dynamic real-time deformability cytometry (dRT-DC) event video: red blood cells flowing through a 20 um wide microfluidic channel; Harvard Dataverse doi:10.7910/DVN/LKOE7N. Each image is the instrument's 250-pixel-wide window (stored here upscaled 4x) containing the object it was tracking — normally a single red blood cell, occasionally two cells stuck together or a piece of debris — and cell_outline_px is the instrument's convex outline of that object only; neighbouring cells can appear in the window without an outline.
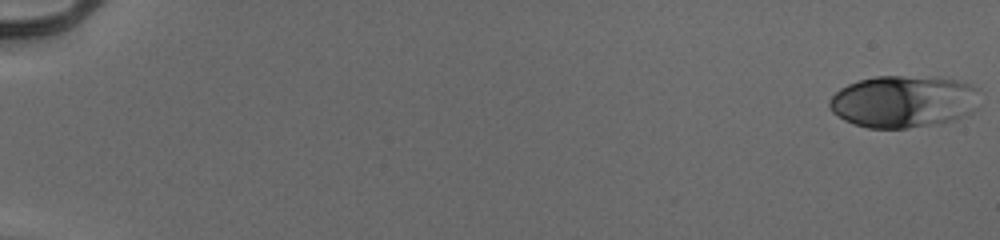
{"species": "human", "species_latin": "Homo sapiens", "temperature_condition": "cold", "stored_images_in_passage": 55, "camera_frame_rate_fps": 3000, "um_per_image_px": 0.085, "donor": {"sex": "male"}, "frame": {"image": 1, "passage_image": 1, "time_ms": 0.0, "image_size_px": [1000, 240], "cell_outline_px": [[980, 88], [976, 108], [972, 112], [952, 120], [940, 124], [908, 128], [868, 128], [844, 120], [832, 112], [828, 104], [828, 100], [840, 88], [848, 84], [860, 80], [876, 76], [936, 76], [956, 80], [972, 84]], "centroid_in_image_um": [76.83, 8.61], "position_along_channel_um": 8.2, "area_um2": 46.24}}
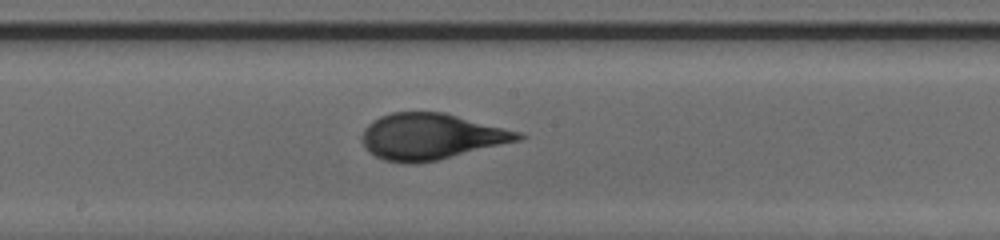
{"frame": {"image": 2, "passage_image": 32, "time_ms": 10.333, "image_size_px": [1000, 240], "cell_outline_px": [[528, 136], [520, 140], [436, 160], [412, 164], [384, 160], [368, 152], [364, 144], [364, 128], [372, 120], [380, 116], [392, 112], [444, 112], [520, 132]], "centroid_in_image_um": [36.64, 11.59], "position_along_channel_um": 211.6, "area_um2": 41.5}}
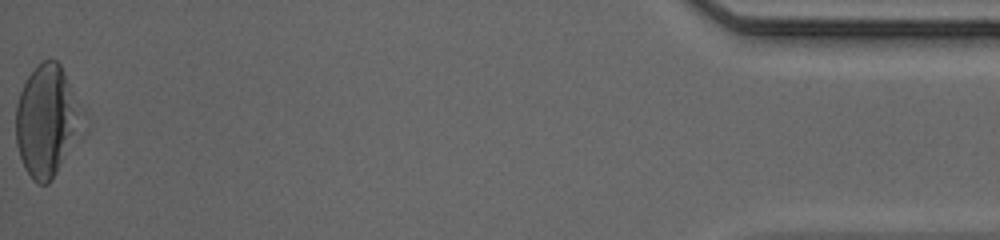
{"frame": {"image": 3, "passage_image": 55, "time_ms": 18.0, "image_size_px": [1000, 240], "cell_outline_px": [[72, 132], [56, 172], [52, 180], [48, 184], [36, 184], [32, 180], [24, 168], [16, 144], [16, 104], [20, 92], [28, 76], [44, 60], [56, 60], [60, 64], [68, 84], [72, 108]], "centroid_in_image_um": [3.72, 10.3], "position_along_channel_um": 431.5, "area_um2": 38.61}, "authors_computed_cell_mechanics": {"area_um2": 41.0958, "velocity_mm_per_s": 3.9438, "shape_relaxation_time_tau1_ms": 4.5566, "shape_relaxation_time_tau2_ms": null, "deformation_change_tau1": 0.1748, "deformation_change_tau2": null}}